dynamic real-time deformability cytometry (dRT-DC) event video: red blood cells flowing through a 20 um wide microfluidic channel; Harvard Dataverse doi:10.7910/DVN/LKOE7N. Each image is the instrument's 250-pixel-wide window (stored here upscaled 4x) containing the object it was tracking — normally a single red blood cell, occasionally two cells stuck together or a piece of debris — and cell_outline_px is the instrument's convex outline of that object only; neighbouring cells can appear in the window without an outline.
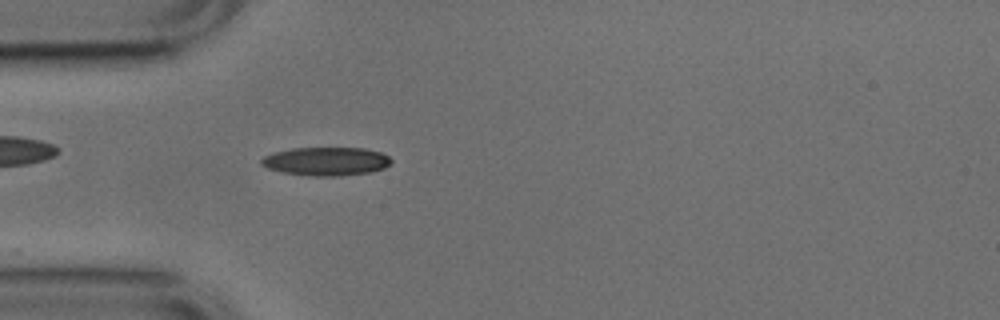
{"species": "common noctule bat (a hibernating species)", "species_latin": "Nyctalus noctula", "temperature_condition": "cold", "stored_images_in_passage": 36, "camera_frame_rate_fps": 3000, "um_per_image_px": 0.085, "animal": {"sex": "male", "body_mass_g": 17.9, "forearm_length_mm": 54.2}, "frame": {"image": 1, "passage_image": 1, "time_ms": 0.0, "image_size_px": [1000, 320], "cell_outline_px": [[392, 164], [384, 168], [372, 172], [340, 176], [312, 176], [284, 172], [268, 168], [260, 164], [260, 160], [264, 156], [272, 152], [292, 148], [364, 148], [380, 152], [388, 156], [392, 160]], "centroid_in_image_um": [27.74, 13.71], "position_along_channel_um": 57.3, "area_um2": 21.68}}
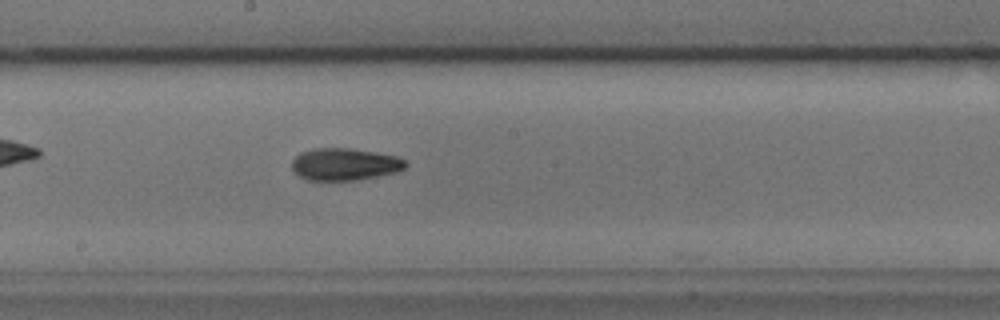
{"frame": {"image": 2, "passage_image": 14, "time_ms": 4.333, "image_size_px": [1000, 320], "cell_outline_px": [[408, 164], [404, 168], [396, 172], [356, 180], [304, 180], [292, 168], [292, 160], [300, 152], [316, 148], [352, 148], [396, 156], [404, 160]], "centroid_in_image_um": [29.28, 13.96], "position_along_channel_um": 218.9, "area_um2": 21.21}, "authors_computed_cell_mechanics": {"area_um2": 20.3745, "velocity_mm_per_s": 3.7805, "shape_relaxation_time_tau1_ms": 5.2739, "shape_relaxation_time_tau2_ms": null, "deformation_change_tau1": 0.1292, "deformation_change_tau2": null}}